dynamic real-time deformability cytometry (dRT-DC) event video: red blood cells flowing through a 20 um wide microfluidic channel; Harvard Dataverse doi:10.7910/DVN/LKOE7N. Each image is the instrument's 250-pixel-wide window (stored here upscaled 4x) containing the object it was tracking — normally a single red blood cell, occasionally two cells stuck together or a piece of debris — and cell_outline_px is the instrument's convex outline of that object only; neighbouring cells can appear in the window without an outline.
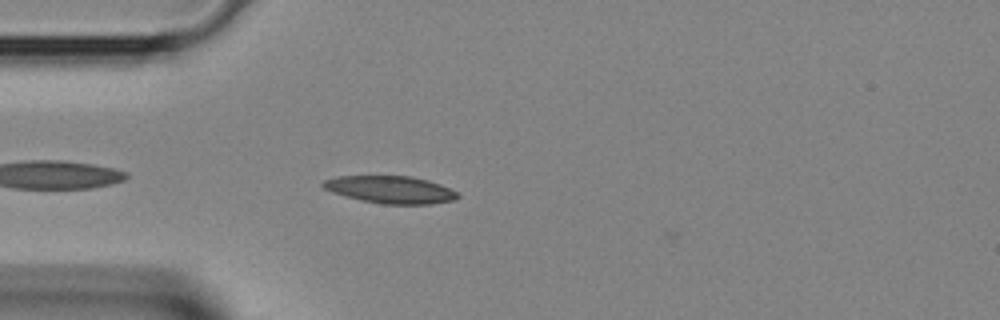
{"species": "Egyptian fruit bat (a non-hibernating species)", "species_latin": "Rousettus aegyptiacus", "temperature_condition": "room temperature", "stored_images_in_passage": 2, "camera_frame_rate_fps": 3000, "um_per_image_px": 0.085, "animal": {"sex": "female"}, "frame": {"image": 1, "passage_image": 2, "time_ms": 0.333, "image_size_px": [1000, 320], "cell_outline_px": [[460, 196], [452, 200], [432, 204], [384, 204], [364, 200], [332, 192], [324, 188], [320, 184], [324, 180], [336, 176], [412, 176], [428, 180], [440, 184], [456, 192]], "centroid_in_image_um": [33.19, 16.11], "position_along_channel_um": 51.8, "area_um2": 21.21}}